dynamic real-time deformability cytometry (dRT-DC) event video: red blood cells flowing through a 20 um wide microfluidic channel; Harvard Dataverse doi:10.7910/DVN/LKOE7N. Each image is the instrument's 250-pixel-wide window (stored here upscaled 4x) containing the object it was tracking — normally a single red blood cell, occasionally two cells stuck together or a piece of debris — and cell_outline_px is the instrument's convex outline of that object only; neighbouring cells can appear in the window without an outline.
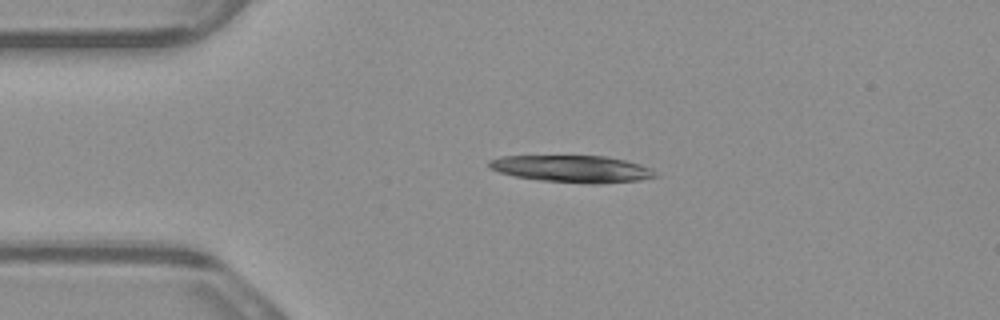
{"species": "common noctule bat (a hibernating species)", "species_latin": "Nyctalus noctula", "temperature_condition": "warm", "stored_images_in_passage": 2, "camera_frame_rate_fps": 3000, "um_per_image_px": 0.085, "animal": {"sex": "male", "body_mass_g": 23.1, "forearm_length_mm": 52.7}, "frame": {"image": 1, "passage_image": 1, "time_ms": 0.0, "image_size_px": [1000, 320], "cell_outline_px": [[660, 176], [640, 180], [596, 184], [588, 184], [540, 180], [516, 176], [500, 172], [488, 168], [488, 160], [500, 156], [604, 156], [624, 160], [640, 164], [652, 168]], "centroid_in_image_um": [48.66, 14.35], "position_along_channel_um": 36.3, "area_um2": 26.24}}